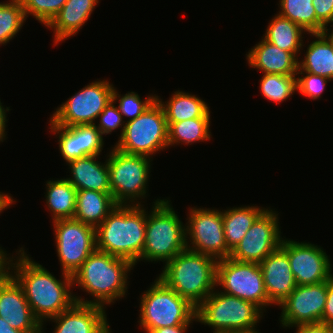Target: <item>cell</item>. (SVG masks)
Returning <instances> with one entry per match:
<instances>
[{"label":"cell","instance_id":"17","mask_svg":"<svg viewBox=\"0 0 333 333\" xmlns=\"http://www.w3.org/2000/svg\"><path fill=\"white\" fill-rule=\"evenodd\" d=\"M0 317L14 329L26 333H43L35 318L22 286L6 270L0 277Z\"/></svg>","mask_w":333,"mask_h":333},{"label":"cell","instance_id":"40","mask_svg":"<svg viewBox=\"0 0 333 333\" xmlns=\"http://www.w3.org/2000/svg\"><path fill=\"white\" fill-rule=\"evenodd\" d=\"M322 323H333V277L327 280V300L322 314Z\"/></svg>","mask_w":333,"mask_h":333},{"label":"cell","instance_id":"34","mask_svg":"<svg viewBox=\"0 0 333 333\" xmlns=\"http://www.w3.org/2000/svg\"><path fill=\"white\" fill-rule=\"evenodd\" d=\"M50 129L55 135L57 133L59 140V150L63 159L68 163L71 160L83 158L85 155L79 151L77 139V125L72 127H63L55 125L50 121Z\"/></svg>","mask_w":333,"mask_h":333},{"label":"cell","instance_id":"35","mask_svg":"<svg viewBox=\"0 0 333 333\" xmlns=\"http://www.w3.org/2000/svg\"><path fill=\"white\" fill-rule=\"evenodd\" d=\"M24 14L34 16L41 24L47 25L62 9L67 0H21Z\"/></svg>","mask_w":333,"mask_h":333},{"label":"cell","instance_id":"46","mask_svg":"<svg viewBox=\"0 0 333 333\" xmlns=\"http://www.w3.org/2000/svg\"><path fill=\"white\" fill-rule=\"evenodd\" d=\"M7 255L6 251L2 250V247H0V277L7 270Z\"/></svg>","mask_w":333,"mask_h":333},{"label":"cell","instance_id":"36","mask_svg":"<svg viewBox=\"0 0 333 333\" xmlns=\"http://www.w3.org/2000/svg\"><path fill=\"white\" fill-rule=\"evenodd\" d=\"M79 151L85 156L100 155L104 139L96 124L77 125Z\"/></svg>","mask_w":333,"mask_h":333},{"label":"cell","instance_id":"30","mask_svg":"<svg viewBox=\"0 0 333 333\" xmlns=\"http://www.w3.org/2000/svg\"><path fill=\"white\" fill-rule=\"evenodd\" d=\"M278 14L302 27L307 34L321 33L324 26L317 20L312 0H280Z\"/></svg>","mask_w":333,"mask_h":333},{"label":"cell","instance_id":"22","mask_svg":"<svg viewBox=\"0 0 333 333\" xmlns=\"http://www.w3.org/2000/svg\"><path fill=\"white\" fill-rule=\"evenodd\" d=\"M99 155L85 156L69 161L71 177L66 178L78 190H92L111 193L109 168L96 160Z\"/></svg>","mask_w":333,"mask_h":333},{"label":"cell","instance_id":"27","mask_svg":"<svg viewBox=\"0 0 333 333\" xmlns=\"http://www.w3.org/2000/svg\"><path fill=\"white\" fill-rule=\"evenodd\" d=\"M157 100L163 107L168 127L174 122L203 117L210 110L200 97L180 90L165 103L158 95Z\"/></svg>","mask_w":333,"mask_h":333},{"label":"cell","instance_id":"37","mask_svg":"<svg viewBox=\"0 0 333 333\" xmlns=\"http://www.w3.org/2000/svg\"><path fill=\"white\" fill-rule=\"evenodd\" d=\"M304 75L303 77H299ZM297 91L313 100L320 99L325 90L327 82L330 80L324 76L314 75L308 72H297Z\"/></svg>","mask_w":333,"mask_h":333},{"label":"cell","instance_id":"38","mask_svg":"<svg viewBox=\"0 0 333 333\" xmlns=\"http://www.w3.org/2000/svg\"><path fill=\"white\" fill-rule=\"evenodd\" d=\"M114 104L115 103L111 100L104 108V110L99 114L98 117L100 118V124L98 123L96 127L99 129L101 135L103 136L104 134H111L112 131L121 126L122 129L119 136L120 138L123 135L126 121L122 120L123 116L118 111L117 106Z\"/></svg>","mask_w":333,"mask_h":333},{"label":"cell","instance_id":"20","mask_svg":"<svg viewBox=\"0 0 333 333\" xmlns=\"http://www.w3.org/2000/svg\"><path fill=\"white\" fill-rule=\"evenodd\" d=\"M248 64L263 74L297 75L299 59L292 53L262 39L248 54Z\"/></svg>","mask_w":333,"mask_h":333},{"label":"cell","instance_id":"13","mask_svg":"<svg viewBox=\"0 0 333 333\" xmlns=\"http://www.w3.org/2000/svg\"><path fill=\"white\" fill-rule=\"evenodd\" d=\"M52 222L62 272L73 275L96 250V229L74 218Z\"/></svg>","mask_w":333,"mask_h":333},{"label":"cell","instance_id":"39","mask_svg":"<svg viewBox=\"0 0 333 333\" xmlns=\"http://www.w3.org/2000/svg\"><path fill=\"white\" fill-rule=\"evenodd\" d=\"M317 20L323 25L333 23V0H312Z\"/></svg>","mask_w":333,"mask_h":333},{"label":"cell","instance_id":"23","mask_svg":"<svg viewBox=\"0 0 333 333\" xmlns=\"http://www.w3.org/2000/svg\"><path fill=\"white\" fill-rule=\"evenodd\" d=\"M116 206L111 193L78 190L74 219L96 229Z\"/></svg>","mask_w":333,"mask_h":333},{"label":"cell","instance_id":"21","mask_svg":"<svg viewBox=\"0 0 333 333\" xmlns=\"http://www.w3.org/2000/svg\"><path fill=\"white\" fill-rule=\"evenodd\" d=\"M98 2L99 0H67L62 9L46 25L54 32V45L78 33Z\"/></svg>","mask_w":333,"mask_h":333},{"label":"cell","instance_id":"32","mask_svg":"<svg viewBox=\"0 0 333 333\" xmlns=\"http://www.w3.org/2000/svg\"><path fill=\"white\" fill-rule=\"evenodd\" d=\"M297 75L264 74L260 80L262 95L279 104L297 91Z\"/></svg>","mask_w":333,"mask_h":333},{"label":"cell","instance_id":"33","mask_svg":"<svg viewBox=\"0 0 333 333\" xmlns=\"http://www.w3.org/2000/svg\"><path fill=\"white\" fill-rule=\"evenodd\" d=\"M156 100L157 96L153 94L148 95V97L142 101L140 96L133 91L122 96L118 94L115 88H113L112 91V101L114 103H116V101L119 102V105H117L118 111L122 116L129 117L126 122L132 121L140 116Z\"/></svg>","mask_w":333,"mask_h":333},{"label":"cell","instance_id":"18","mask_svg":"<svg viewBox=\"0 0 333 333\" xmlns=\"http://www.w3.org/2000/svg\"><path fill=\"white\" fill-rule=\"evenodd\" d=\"M55 322L53 333H111L104 307L74 303L49 319Z\"/></svg>","mask_w":333,"mask_h":333},{"label":"cell","instance_id":"6","mask_svg":"<svg viewBox=\"0 0 333 333\" xmlns=\"http://www.w3.org/2000/svg\"><path fill=\"white\" fill-rule=\"evenodd\" d=\"M139 325L146 333L153 329L191 324L196 307L157 277L140 298Z\"/></svg>","mask_w":333,"mask_h":333},{"label":"cell","instance_id":"5","mask_svg":"<svg viewBox=\"0 0 333 333\" xmlns=\"http://www.w3.org/2000/svg\"><path fill=\"white\" fill-rule=\"evenodd\" d=\"M151 213L146 212L145 244L138 261H162L165 264L187 249L186 227L170 201L157 199Z\"/></svg>","mask_w":333,"mask_h":333},{"label":"cell","instance_id":"48","mask_svg":"<svg viewBox=\"0 0 333 333\" xmlns=\"http://www.w3.org/2000/svg\"><path fill=\"white\" fill-rule=\"evenodd\" d=\"M222 333H259L256 331V329H250V330H241V331H227Z\"/></svg>","mask_w":333,"mask_h":333},{"label":"cell","instance_id":"15","mask_svg":"<svg viewBox=\"0 0 333 333\" xmlns=\"http://www.w3.org/2000/svg\"><path fill=\"white\" fill-rule=\"evenodd\" d=\"M281 248L287 253L297 285H311L333 277L330 259L322 247L283 239Z\"/></svg>","mask_w":333,"mask_h":333},{"label":"cell","instance_id":"45","mask_svg":"<svg viewBox=\"0 0 333 333\" xmlns=\"http://www.w3.org/2000/svg\"><path fill=\"white\" fill-rule=\"evenodd\" d=\"M0 333H26V332L12 328L8 322H6L2 317H0Z\"/></svg>","mask_w":333,"mask_h":333},{"label":"cell","instance_id":"43","mask_svg":"<svg viewBox=\"0 0 333 333\" xmlns=\"http://www.w3.org/2000/svg\"><path fill=\"white\" fill-rule=\"evenodd\" d=\"M1 101H0V142H3V140L6 139V122L8 121L7 120V116H6V112L8 111L9 112V108L6 107V109L4 108V106L1 105Z\"/></svg>","mask_w":333,"mask_h":333},{"label":"cell","instance_id":"28","mask_svg":"<svg viewBox=\"0 0 333 333\" xmlns=\"http://www.w3.org/2000/svg\"><path fill=\"white\" fill-rule=\"evenodd\" d=\"M76 194L77 189L65 178L46 182V205L53 221L74 218Z\"/></svg>","mask_w":333,"mask_h":333},{"label":"cell","instance_id":"12","mask_svg":"<svg viewBox=\"0 0 333 333\" xmlns=\"http://www.w3.org/2000/svg\"><path fill=\"white\" fill-rule=\"evenodd\" d=\"M186 223L187 249L213 257L217 261L229 258L221 210L210 208L189 209ZM189 236V237H188Z\"/></svg>","mask_w":333,"mask_h":333},{"label":"cell","instance_id":"11","mask_svg":"<svg viewBox=\"0 0 333 333\" xmlns=\"http://www.w3.org/2000/svg\"><path fill=\"white\" fill-rule=\"evenodd\" d=\"M113 88L106 80L91 82L56 108L50 121L63 127L95 124V119L112 100Z\"/></svg>","mask_w":333,"mask_h":333},{"label":"cell","instance_id":"8","mask_svg":"<svg viewBox=\"0 0 333 333\" xmlns=\"http://www.w3.org/2000/svg\"><path fill=\"white\" fill-rule=\"evenodd\" d=\"M112 148L107 156V165L114 202L117 205H141L136 201L146 197L151 158Z\"/></svg>","mask_w":333,"mask_h":333},{"label":"cell","instance_id":"49","mask_svg":"<svg viewBox=\"0 0 333 333\" xmlns=\"http://www.w3.org/2000/svg\"><path fill=\"white\" fill-rule=\"evenodd\" d=\"M329 327H330L331 333H333V323L329 324Z\"/></svg>","mask_w":333,"mask_h":333},{"label":"cell","instance_id":"26","mask_svg":"<svg viewBox=\"0 0 333 333\" xmlns=\"http://www.w3.org/2000/svg\"><path fill=\"white\" fill-rule=\"evenodd\" d=\"M263 39L279 47L282 50L292 52L297 58L302 50L305 30L291 20L275 14V17L268 23Z\"/></svg>","mask_w":333,"mask_h":333},{"label":"cell","instance_id":"16","mask_svg":"<svg viewBox=\"0 0 333 333\" xmlns=\"http://www.w3.org/2000/svg\"><path fill=\"white\" fill-rule=\"evenodd\" d=\"M327 300V281L297 285L278 306L282 309L280 324L293 327L300 324L322 323V314Z\"/></svg>","mask_w":333,"mask_h":333},{"label":"cell","instance_id":"24","mask_svg":"<svg viewBox=\"0 0 333 333\" xmlns=\"http://www.w3.org/2000/svg\"><path fill=\"white\" fill-rule=\"evenodd\" d=\"M316 38L306 50L304 59L298 62L297 72H308L333 80V47L322 33H310Z\"/></svg>","mask_w":333,"mask_h":333},{"label":"cell","instance_id":"2","mask_svg":"<svg viewBox=\"0 0 333 333\" xmlns=\"http://www.w3.org/2000/svg\"><path fill=\"white\" fill-rule=\"evenodd\" d=\"M134 266L126 259L96 249L72 275L73 285H78L94 298L88 301L74 296L75 302L105 308V305L121 299L128 291V273Z\"/></svg>","mask_w":333,"mask_h":333},{"label":"cell","instance_id":"4","mask_svg":"<svg viewBox=\"0 0 333 333\" xmlns=\"http://www.w3.org/2000/svg\"><path fill=\"white\" fill-rule=\"evenodd\" d=\"M217 262L213 257L185 249L164 265L158 278L197 308L215 291Z\"/></svg>","mask_w":333,"mask_h":333},{"label":"cell","instance_id":"7","mask_svg":"<svg viewBox=\"0 0 333 333\" xmlns=\"http://www.w3.org/2000/svg\"><path fill=\"white\" fill-rule=\"evenodd\" d=\"M263 311L252 302L213 291L197 308L196 320L208 325L213 333L256 329Z\"/></svg>","mask_w":333,"mask_h":333},{"label":"cell","instance_id":"47","mask_svg":"<svg viewBox=\"0 0 333 333\" xmlns=\"http://www.w3.org/2000/svg\"><path fill=\"white\" fill-rule=\"evenodd\" d=\"M329 32H331V33H329ZM321 33L327 38V40L330 42V44L333 47V30L329 31V29H328V27L326 25V26H324V28H323V30H322Z\"/></svg>","mask_w":333,"mask_h":333},{"label":"cell","instance_id":"3","mask_svg":"<svg viewBox=\"0 0 333 333\" xmlns=\"http://www.w3.org/2000/svg\"><path fill=\"white\" fill-rule=\"evenodd\" d=\"M146 209L117 205L96 228V249L136 265L145 244Z\"/></svg>","mask_w":333,"mask_h":333},{"label":"cell","instance_id":"25","mask_svg":"<svg viewBox=\"0 0 333 333\" xmlns=\"http://www.w3.org/2000/svg\"><path fill=\"white\" fill-rule=\"evenodd\" d=\"M266 210L258 206L233 207L222 210L226 245L232 251L256 219Z\"/></svg>","mask_w":333,"mask_h":333},{"label":"cell","instance_id":"14","mask_svg":"<svg viewBox=\"0 0 333 333\" xmlns=\"http://www.w3.org/2000/svg\"><path fill=\"white\" fill-rule=\"evenodd\" d=\"M278 219L276 211L266 209L230 252L229 257L240 262L260 264L269 254L281 247L283 238Z\"/></svg>","mask_w":333,"mask_h":333},{"label":"cell","instance_id":"19","mask_svg":"<svg viewBox=\"0 0 333 333\" xmlns=\"http://www.w3.org/2000/svg\"><path fill=\"white\" fill-rule=\"evenodd\" d=\"M269 301L282 303L297 286L287 253L280 247L259 264Z\"/></svg>","mask_w":333,"mask_h":333},{"label":"cell","instance_id":"1","mask_svg":"<svg viewBox=\"0 0 333 333\" xmlns=\"http://www.w3.org/2000/svg\"><path fill=\"white\" fill-rule=\"evenodd\" d=\"M17 252V262L13 260L14 256L7 257V270L22 286L32 313L43 330L45 320L59 315L75 303V295L70 292L73 286L72 275L62 272L64 280H58L54 274L33 261L23 247ZM10 269H14V272Z\"/></svg>","mask_w":333,"mask_h":333},{"label":"cell","instance_id":"41","mask_svg":"<svg viewBox=\"0 0 333 333\" xmlns=\"http://www.w3.org/2000/svg\"><path fill=\"white\" fill-rule=\"evenodd\" d=\"M296 327V333H331L330 327L324 323L300 324Z\"/></svg>","mask_w":333,"mask_h":333},{"label":"cell","instance_id":"44","mask_svg":"<svg viewBox=\"0 0 333 333\" xmlns=\"http://www.w3.org/2000/svg\"><path fill=\"white\" fill-rule=\"evenodd\" d=\"M13 200L14 199L9 194L0 192V213L10 207L11 204L16 202L15 200Z\"/></svg>","mask_w":333,"mask_h":333},{"label":"cell","instance_id":"31","mask_svg":"<svg viewBox=\"0 0 333 333\" xmlns=\"http://www.w3.org/2000/svg\"><path fill=\"white\" fill-rule=\"evenodd\" d=\"M26 21L21 0L0 2V45L7 44L21 30Z\"/></svg>","mask_w":333,"mask_h":333},{"label":"cell","instance_id":"29","mask_svg":"<svg viewBox=\"0 0 333 333\" xmlns=\"http://www.w3.org/2000/svg\"><path fill=\"white\" fill-rule=\"evenodd\" d=\"M210 110L200 118L174 122L168 130V146L210 140Z\"/></svg>","mask_w":333,"mask_h":333},{"label":"cell","instance_id":"9","mask_svg":"<svg viewBox=\"0 0 333 333\" xmlns=\"http://www.w3.org/2000/svg\"><path fill=\"white\" fill-rule=\"evenodd\" d=\"M168 130L165 112L156 100L140 116L125 123L123 135L114 147L127 154L152 158L156 152L169 147Z\"/></svg>","mask_w":333,"mask_h":333},{"label":"cell","instance_id":"42","mask_svg":"<svg viewBox=\"0 0 333 333\" xmlns=\"http://www.w3.org/2000/svg\"><path fill=\"white\" fill-rule=\"evenodd\" d=\"M188 327H190V324L162 327L153 329L150 333H186Z\"/></svg>","mask_w":333,"mask_h":333},{"label":"cell","instance_id":"10","mask_svg":"<svg viewBox=\"0 0 333 333\" xmlns=\"http://www.w3.org/2000/svg\"><path fill=\"white\" fill-rule=\"evenodd\" d=\"M216 286L228 295L252 302L262 311L271 306L261 267L257 263L240 262L225 258L217 262Z\"/></svg>","mask_w":333,"mask_h":333}]
</instances>
